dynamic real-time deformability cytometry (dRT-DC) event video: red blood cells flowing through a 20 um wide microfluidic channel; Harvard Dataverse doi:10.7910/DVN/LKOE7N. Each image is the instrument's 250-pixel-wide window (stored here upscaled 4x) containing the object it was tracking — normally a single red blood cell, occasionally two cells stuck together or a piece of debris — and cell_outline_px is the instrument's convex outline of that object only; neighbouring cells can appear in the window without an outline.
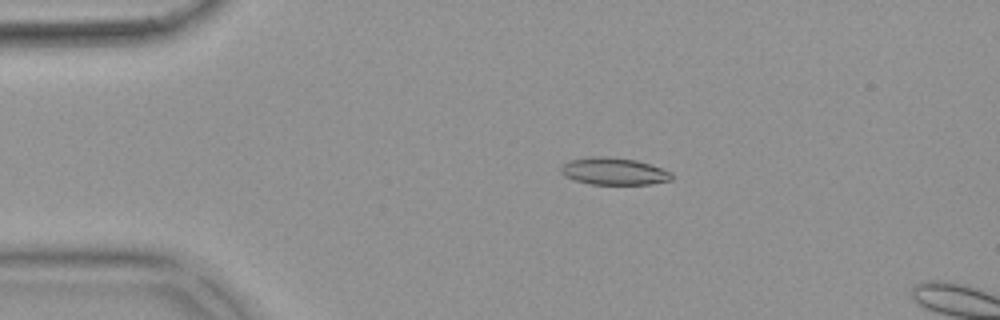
{"species": "common noctule bat (a hibernating species)", "species_latin": "Nyctalus noctula", "temperature_condition": "warm", "stored_images_in_passage": 15, "camera_frame_rate_fps": 3000, "um_per_image_px": 0.085, "animal": {"sex": "female", "body_mass_g": 18.4}, "frame": {"image": 1, "passage_image": 11, "time_ms": 3.333, "image_size_px": [1000, 320], "cell_outline_px": [[672, 180], [652, 184], [588, 184], [564, 176], [560, 172], [560, 168], [564, 164], [572, 160], [600, 156], [636, 160], [672, 172]], "centroid_in_image_um": [52.19, 14.58], "position_along_channel_um": 32.8, "area_um2": 17.22}}